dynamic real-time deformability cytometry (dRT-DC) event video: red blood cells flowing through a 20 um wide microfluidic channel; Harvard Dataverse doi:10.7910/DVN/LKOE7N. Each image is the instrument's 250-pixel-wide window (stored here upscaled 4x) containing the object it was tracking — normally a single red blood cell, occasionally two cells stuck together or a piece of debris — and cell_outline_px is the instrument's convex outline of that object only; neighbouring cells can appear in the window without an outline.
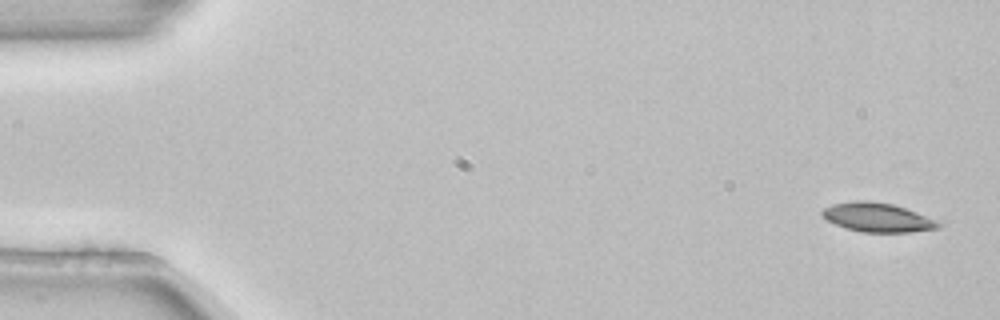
{"species": "common noctule bat (a hibernating species)", "species_latin": "Nyctalus noctula", "temperature_condition": "room temperature", "stored_images_in_passage": 3, "camera_frame_rate_fps": 3000, "um_per_image_px": 0.085, "animal": {"sex": "female", "body_mass_g": 22.7, "forearm_length_mm": 54.2}, "frame": {"image": 1, "passage_image": 1, "time_ms": 0.0, "image_size_px": [1000, 320], "cell_outline_px": [[944, 224], [940, 228], [912, 232], [864, 232], [844, 228], [820, 216], [820, 212], [824, 208], [832, 204], [856, 200], [872, 200], [892, 204], [940, 220]], "centroid_in_image_um": [74.62, 18.48], "position_along_channel_um": 10.4, "area_um2": 20.0}}